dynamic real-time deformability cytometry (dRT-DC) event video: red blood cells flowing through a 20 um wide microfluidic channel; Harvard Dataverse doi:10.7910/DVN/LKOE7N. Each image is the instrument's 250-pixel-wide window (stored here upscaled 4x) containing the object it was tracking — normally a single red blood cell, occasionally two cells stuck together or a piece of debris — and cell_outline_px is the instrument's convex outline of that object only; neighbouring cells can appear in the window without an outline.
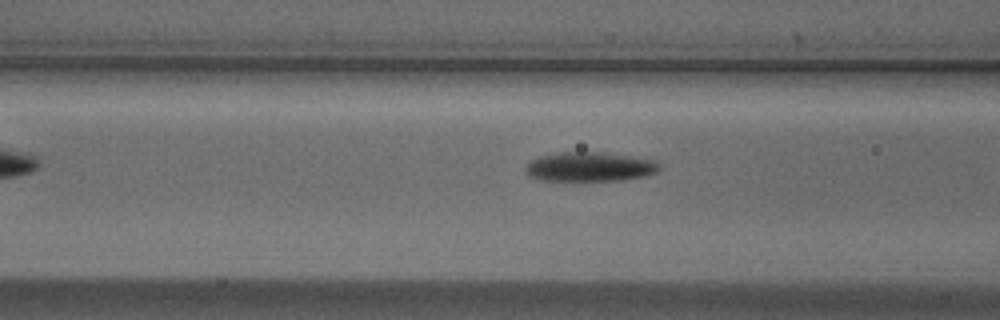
{"species": "Egyptian fruit bat (a non-hibernating species)", "species_latin": "Rousettus aegyptiacus", "temperature_condition": "cold", "stored_images_in_passage": 8, "camera_frame_rate_fps": 3000, "um_per_image_px": 0.085, "animal": {"sex": "male"}, "frame": {"image": 1, "passage_image": 6, "time_ms": 1.667, "image_size_px": [1000, 320], "cell_outline_px": [[660, 168], [656, 172], [644, 176], [620, 180], [540, 180], [524, 172], [524, 168], [532, 160], [540, 156], [556, 152], [604, 152], [656, 160], [660, 164]], "centroid_in_image_um": [50.13, 14.16], "position_along_channel_um": 116.5, "area_um2": 22.83}}